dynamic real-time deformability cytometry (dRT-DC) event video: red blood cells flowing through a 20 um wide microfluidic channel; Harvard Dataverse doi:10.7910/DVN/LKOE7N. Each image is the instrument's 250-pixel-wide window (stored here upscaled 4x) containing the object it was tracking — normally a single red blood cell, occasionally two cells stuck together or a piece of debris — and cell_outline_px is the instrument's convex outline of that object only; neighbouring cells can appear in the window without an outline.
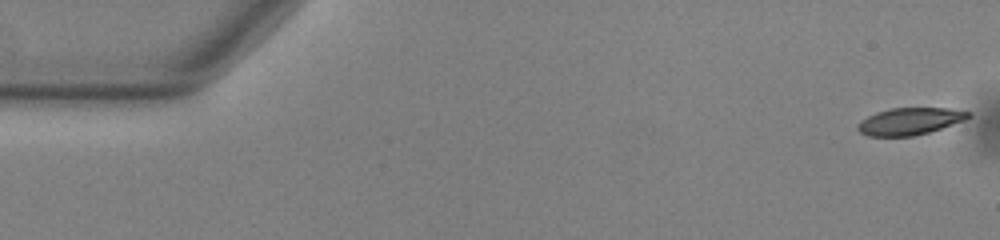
{"species": "common noctule bat (a hibernating species)", "species_latin": "Nyctalus noctula", "temperature_condition": "warm", "stored_images_in_passage": 55, "segment_of_instrument_passage": [1, 2], "camera_frame_rate_fps": 3000, "um_per_image_px": 0.085, "animal": {"sex": "male", "body_mass_g": 13.0, "forearm_length_mm": 53.1}, "frame": {"image": 1, "passage_image": 1, "time_ms": 0.0, "image_size_px": [1000, 240], "cell_outline_px": [[972, 116], [964, 120], [928, 132], [912, 136], [868, 136], [860, 132], [856, 128], [856, 124], [860, 120], [876, 112], [892, 108], [948, 108], [972, 112]], "centroid_in_image_um": [77.31, 10.3], "position_along_channel_um": 7.7, "area_um2": 17.4}}
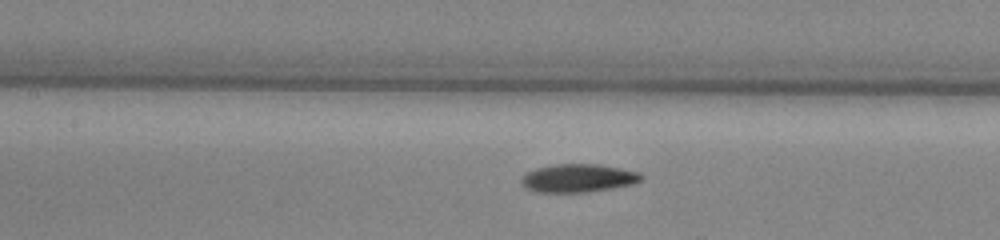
{"frame": {"image": 2, "passage_image": 24, "time_ms": 7.667, "image_size_px": [1000, 240], "cell_outline_px": [[644, 180], [632, 184], [612, 188], [588, 192], [536, 192], [524, 188], [520, 184], [520, 180], [528, 172], [536, 168], [556, 164], [596, 164], [620, 168], [640, 172], [644, 176]], "centroid_in_image_um": [49.16, 15.15], "position_along_channel_um": 158.2, "area_um2": 19.83}}
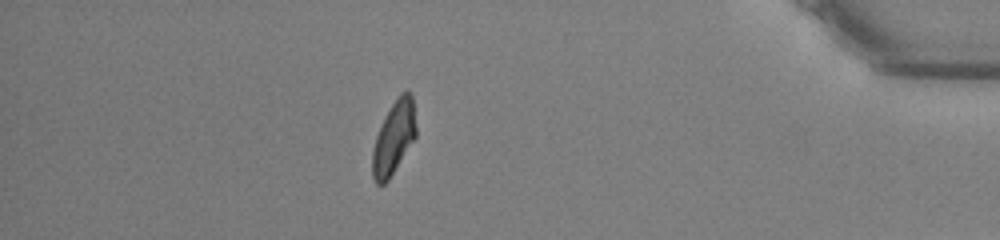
{"frame": {"image": 3, "passage_image": 47, "time_ms": 15.333, "image_size_px": [1000, 240], "cell_outline_px": [[416, 136], [388, 180], [384, 184], [376, 184], [372, 176], [372, 152], [376, 136], [392, 104], [400, 92], [408, 88], [412, 92], [416, 128]], "centroid_in_image_um": [33.48, 11.67], "position_along_channel_um": 401.7, "area_um2": 18.38}}